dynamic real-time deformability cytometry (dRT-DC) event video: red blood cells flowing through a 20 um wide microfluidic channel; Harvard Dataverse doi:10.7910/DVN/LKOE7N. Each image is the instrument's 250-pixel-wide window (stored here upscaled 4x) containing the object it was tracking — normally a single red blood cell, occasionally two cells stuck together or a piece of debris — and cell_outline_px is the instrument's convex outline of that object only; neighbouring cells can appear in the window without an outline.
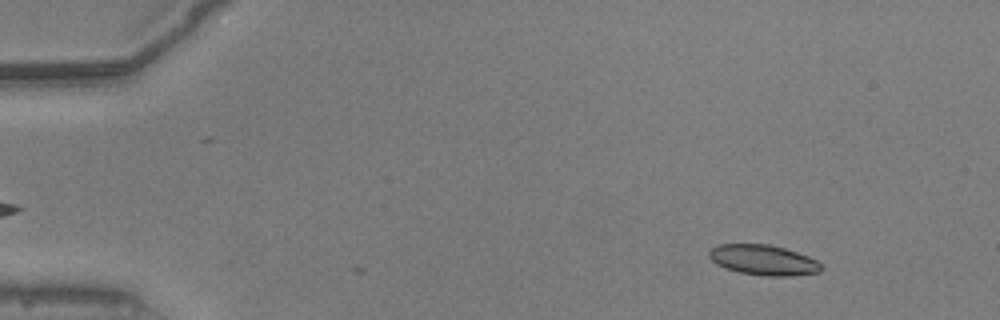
{"species": "common noctule bat (a hibernating species)", "species_latin": "Nyctalus noctula", "temperature_condition": "warm", "stored_images_in_passage": 5, "camera_frame_rate_fps": 3000, "um_per_image_px": 0.085, "animal": {"sex": "male", "body_mass_g": 20.5, "forearm_length_mm": 52.5}, "frame": {"image": 1, "passage_image": 1, "time_ms": 0.0, "image_size_px": [1000, 320], "cell_outline_px": [[824, 268], [820, 272], [788, 276], [768, 276], [740, 272], [724, 268], [716, 264], [708, 256], [708, 252], [712, 248], [720, 244], [768, 244], [784, 248], [808, 256], [816, 260]], "centroid_in_image_um": [64.88, 22.1], "position_along_channel_um": 20.1, "area_um2": 19.71}}
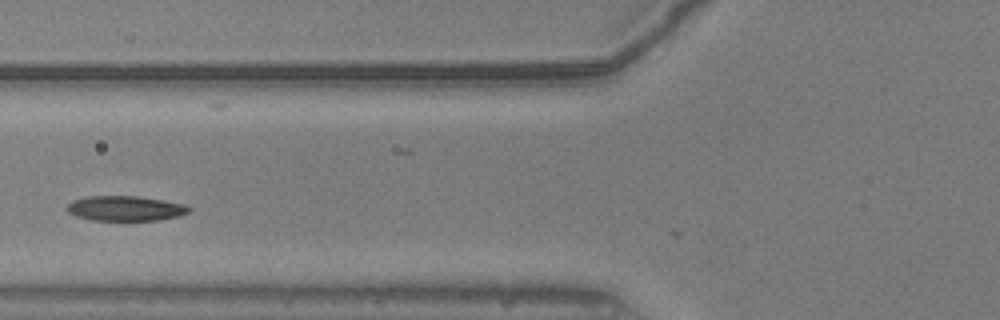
{"frame": {"image": 2, "passage_image": 3, "time_ms": 0.667, "image_size_px": [1000, 320], "cell_outline_px": [[192, 208], [188, 212], [180, 216], [156, 220], [92, 220], [76, 216], [68, 212], [64, 208], [72, 200], [84, 196], [136, 196], [184, 204]], "centroid_in_image_um": [10.6, 17.71], "position_along_channel_um": 115.2, "area_um2": 17.74}}